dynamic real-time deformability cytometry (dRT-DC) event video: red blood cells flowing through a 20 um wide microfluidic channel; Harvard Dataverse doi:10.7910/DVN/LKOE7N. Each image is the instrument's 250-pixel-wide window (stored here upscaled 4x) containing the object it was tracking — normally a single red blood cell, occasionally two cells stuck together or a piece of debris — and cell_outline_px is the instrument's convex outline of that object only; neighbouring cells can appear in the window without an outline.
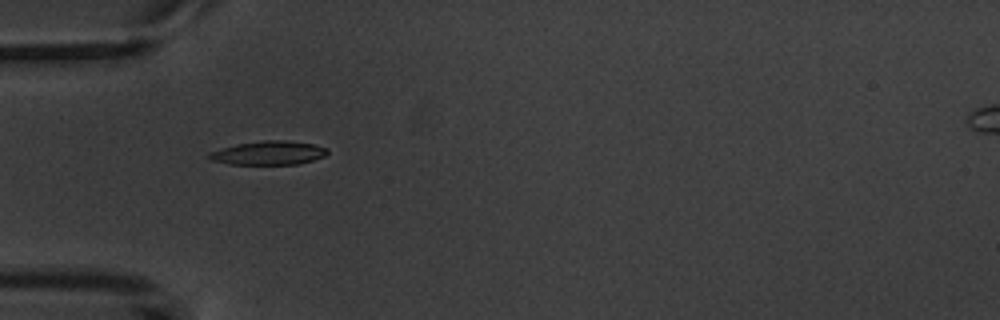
{"species": "common noctule bat (a hibernating species)", "species_latin": "Nyctalus noctula", "temperature_condition": "warm", "stored_images_in_passage": 6, "camera_frame_rate_fps": 3000, "um_per_image_px": 0.085, "animal": {"sex": "male", "body_mass_g": 20.1, "forearm_length_mm": 53.5}, "frame": {"image": 1, "passage_image": 3, "time_ms": 2.333, "image_size_px": [1000, 320], "cell_outline_px": [[328, 152], [324, 156], [312, 160], [296, 164], [228, 164], [212, 160], [204, 156], [208, 152], [236, 144], [264, 140], [288, 140], [316, 144], [328, 148]], "centroid_in_image_um": [22.81, 12.99], "position_along_channel_um": 62.2, "area_um2": 16.53}}
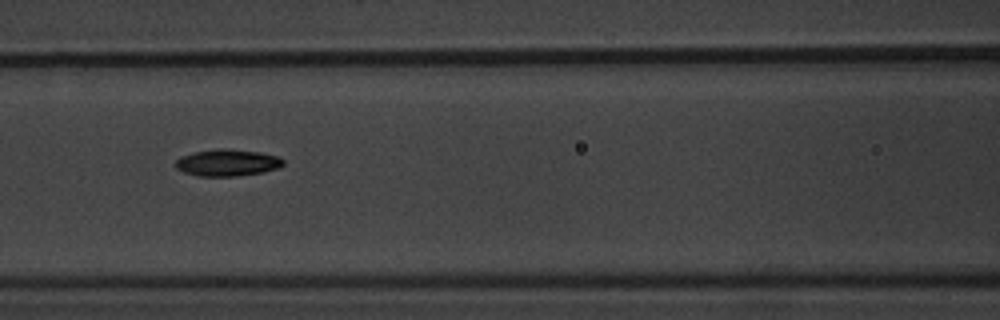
{"frame": {"image": 2, "passage_image": 5, "time_ms": 4.667, "image_size_px": [1000, 320], "cell_outline_px": [[284, 164], [280, 168], [264, 172], [236, 176], [196, 176], [184, 172], [176, 168], [176, 160], [180, 156], [192, 152], [220, 148], [228, 148], [260, 152], [280, 156], [284, 160]], "centroid_in_image_um": [19.35, 13.82], "position_along_channel_um": 147.2, "area_um2": 17.11}}
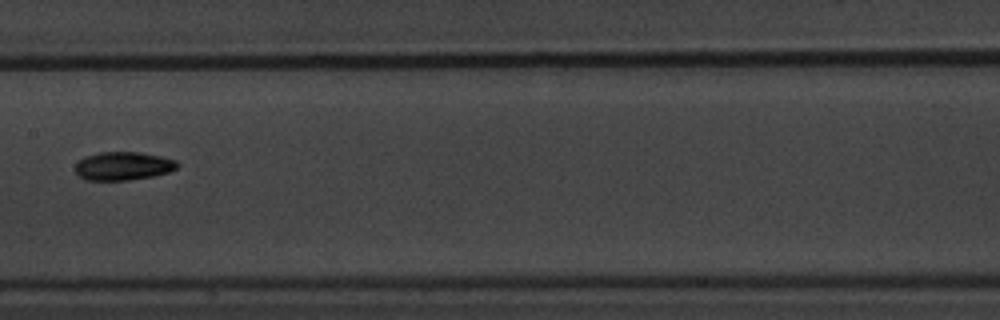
{"frame": {"image": 3, "passage_image": 6, "time_ms": 6.0, "image_size_px": [1000, 320], "cell_outline_px": [[180, 164], [176, 168], [168, 172], [152, 176], [128, 180], [84, 180], [76, 172], [76, 164], [84, 156], [100, 152], [140, 152], [160, 156], [176, 160]], "centroid_in_image_um": [10.47, 14.1], "position_along_channel_um": 196.9, "area_um2": 16.82}}